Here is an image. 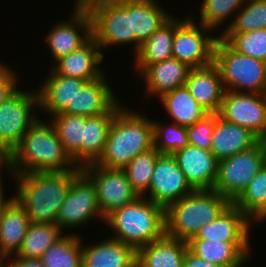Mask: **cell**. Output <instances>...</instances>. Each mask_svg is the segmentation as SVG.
I'll return each instance as SVG.
<instances>
[{
    "label": "cell",
    "instance_id": "d6a6232c",
    "mask_svg": "<svg viewBox=\"0 0 266 267\" xmlns=\"http://www.w3.org/2000/svg\"><path fill=\"white\" fill-rule=\"evenodd\" d=\"M66 233L41 256L45 267H82V237Z\"/></svg>",
    "mask_w": 266,
    "mask_h": 267
},
{
    "label": "cell",
    "instance_id": "83f0119b",
    "mask_svg": "<svg viewBox=\"0 0 266 267\" xmlns=\"http://www.w3.org/2000/svg\"><path fill=\"white\" fill-rule=\"evenodd\" d=\"M30 223L26 211L13 199L0 216V256L7 259L18 253Z\"/></svg>",
    "mask_w": 266,
    "mask_h": 267
},
{
    "label": "cell",
    "instance_id": "8d00e7d4",
    "mask_svg": "<svg viewBox=\"0 0 266 267\" xmlns=\"http://www.w3.org/2000/svg\"><path fill=\"white\" fill-rule=\"evenodd\" d=\"M225 29V30H223ZM222 32H249L266 29V0H246L235 14L228 20V25Z\"/></svg>",
    "mask_w": 266,
    "mask_h": 267
},
{
    "label": "cell",
    "instance_id": "9c48e42d",
    "mask_svg": "<svg viewBox=\"0 0 266 267\" xmlns=\"http://www.w3.org/2000/svg\"><path fill=\"white\" fill-rule=\"evenodd\" d=\"M191 14L189 12L181 19L176 18L172 55L190 68L205 67L213 63L214 46L219 34L213 36L214 30L196 23L194 13Z\"/></svg>",
    "mask_w": 266,
    "mask_h": 267
},
{
    "label": "cell",
    "instance_id": "7c38bea8",
    "mask_svg": "<svg viewBox=\"0 0 266 267\" xmlns=\"http://www.w3.org/2000/svg\"><path fill=\"white\" fill-rule=\"evenodd\" d=\"M81 171L94 184L97 204L104 219L138 197L122 169H107L91 163L81 167Z\"/></svg>",
    "mask_w": 266,
    "mask_h": 267
},
{
    "label": "cell",
    "instance_id": "836d02e7",
    "mask_svg": "<svg viewBox=\"0 0 266 267\" xmlns=\"http://www.w3.org/2000/svg\"><path fill=\"white\" fill-rule=\"evenodd\" d=\"M64 234L57 224L30 223L16 256L40 259L44 252Z\"/></svg>",
    "mask_w": 266,
    "mask_h": 267
},
{
    "label": "cell",
    "instance_id": "b9f144b4",
    "mask_svg": "<svg viewBox=\"0 0 266 267\" xmlns=\"http://www.w3.org/2000/svg\"><path fill=\"white\" fill-rule=\"evenodd\" d=\"M19 78L21 79L13 67L0 61V106L18 89Z\"/></svg>",
    "mask_w": 266,
    "mask_h": 267
},
{
    "label": "cell",
    "instance_id": "74e56055",
    "mask_svg": "<svg viewBox=\"0 0 266 267\" xmlns=\"http://www.w3.org/2000/svg\"><path fill=\"white\" fill-rule=\"evenodd\" d=\"M219 36L237 52L266 62V29L220 32Z\"/></svg>",
    "mask_w": 266,
    "mask_h": 267
},
{
    "label": "cell",
    "instance_id": "bcb514c9",
    "mask_svg": "<svg viewBox=\"0 0 266 267\" xmlns=\"http://www.w3.org/2000/svg\"><path fill=\"white\" fill-rule=\"evenodd\" d=\"M249 218L251 225H256V223L259 225V223H264V221H266V199L264 203Z\"/></svg>",
    "mask_w": 266,
    "mask_h": 267
},
{
    "label": "cell",
    "instance_id": "484cf974",
    "mask_svg": "<svg viewBox=\"0 0 266 267\" xmlns=\"http://www.w3.org/2000/svg\"><path fill=\"white\" fill-rule=\"evenodd\" d=\"M188 242L164 234L137 250V267H183Z\"/></svg>",
    "mask_w": 266,
    "mask_h": 267
},
{
    "label": "cell",
    "instance_id": "7402d4cb",
    "mask_svg": "<svg viewBox=\"0 0 266 267\" xmlns=\"http://www.w3.org/2000/svg\"><path fill=\"white\" fill-rule=\"evenodd\" d=\"M185 86L203 109L209 114H218L225 88L219 69L214 63L191 68Z\"/></svg>",
    "mask_w": 266,
    "mask_h": 267
},
{
    "label": "cell",
    "instance_id": "f907efd6",
    "mask_svg": "<svg viewBox=\"0 0 266 267\" xmlns=\"http://www.w3.org/2000/svg\"><path fill=\"white\" fill-rule=\"evenodd\" d=\"M0 267H6V259L0 256Z\"/></svg>",
    "mask_w": 266,
    "mask_h": 267
},
{
    "label": "cell",
    "instance_id": "d6986e66",
    "mask_svg": "<svg viewBox=\"0 0 266 267\" xmlns=\"http://www.w3.org/2000/svg\"><path fill=\"white\" fill-rule=\"evenodd\" d=\"M103 75L100 78L87 81L77 92L72 104L58 114H73L79 116H97L106 114L119 100L110 84L109 79Z\"/></svg>",
    "mask_w": 266,
    "mask_h": 267
},
{
    "label": "cell",
    "instance_id": "5bb4252c",
    "mask_svg": "<svg viewBox=\"0 0 266 267\" xmlns=\"http://www.w3.org/2000/svg\"><path fill=\"white\" fill-rule=\"evenodd\" d=\"M218 115L258 138L266 136V94L225 91Z\"/></svg>",
    "mask_w": 266,
    "mask_h": 267
},
{
    "label": "cell",
    "instance_id": "3957f363",
    "mask_svg": "<svg viewBox=\"0 0 266 267\" xmlns=\"http://www.w3.org/2000/svg\"><path fill=\"white\" fill-rule=\"evenodd\" d=\"M146 115L123 105L112 120L103 153L94 164L123 169L137 155L154 148L153 120Z\"/></svg>",
    "mask_w": 266,
    "mask_h": 267
},
{
    "label": "cell",
    "instance_id": "f546056e",
    "mask_svg": "<svg viewBox=\"0 0 266 267\" xmlns=\"http://www.w3.org/2000/svg\"><path fill=\"white\" fill-rule=\"evenodd\" d=\"M157 99L170 121L184 127L194 125L209 114L199 105L185 85L166 92Z\"/></svg>",
    "mask_w": 266,
    "mask_h": 267
},
{
    "label": "cell",
    "instance_id": "cb8c5ba5",
    "mask_svg": "<svg viewBox=\"0 0 266 267\" xmlns=\"http://www.w3.org/2000/svg\"><path fill=\"white\" fill-rule=\"evenodd\" d=\"M250 243L190 239L188 248L201 259L220 267H243L251 260Z\"/></svg>",
    "mask_w": 266,
    "mask_h": 267
},
{
    "label": "cell",
    "instance_id": "277c9868",
    "mask_svg": "<svg viewBox=\"0 0 266 267\" xmlns=\"http://www.w3.org/2000/svg\"><path fill=\"white\" fill-rule=\"evenodd\" d=\"M105 223L113 233L111 238L138 250L165 234V209L146 197H137L110 213Z\"/></svg>",
    "mask_w": 266,
    "mask_h": 267
},
{
    "label": "cell",
    "instance_id": "d590c367",
    "mask_svg": "<svg viewBox=\"0 0 266 267\" xmlns=\"http://www.w3.org/2000/svg\"><path fill=\"white\" fill-rule=\"evenodd\" d=\"M246 0H202L199 5L200 13L198 14L200 22L206 27L215 30H221L220 27L227 23V20L232 17L244 5ZM234 14V16H233ZM218 28V29H217Z\"/></svg>",
    "mask_w": 266,
    "mask_h": 267
},
{
    "label": "cell",
    "instance_id": "ab89813d",
    "mask_svg": "<svg viewBox=\"0 0 266 267\" xmlns=\"http://www.w3.org/2000/svg\"><path fill=\"white\" fill-rule=\"evenodd\" d=\"M265 199L266 167L262 166L233 204L250 217L264 203Z\"/></svg>",
    "mask_w": 266,
    "mask_h": 267
},
{
    "label": "cell",
    "instance_id": "e575fe53",
    "mask_svg": "<svg viewBox=\"0 0 266 267\" xmlns=\"http://www.w3.org/2000/svg\"><path fill=\"white\" fill-rule=\"evenodd\" d=\"M160 155L155 148H152L137 155L122 169L138 197L147 195L154 165Z\"/></svg>",
    "mask_w": 266,
    "mask_h": 267
},
{
    "label": "cell",
    "instance_id": "d4e9b609",
    "mask_svg": "<svg viewBox=\"0 0 266 267\" xmlns=\"http://www.w3.org/2000/svg\"><path fill=\"white\" fill-rule=\"evenodd\" d=\"M258 140L250 130L228 122L216 114L211 152L218 161L253 148L258 144Z\"/></svg>",
    "mask_w": 266,
    "mask_h": 267
},
{
    "label": "cell",
    "instance_id": "f6af8a7d",
    "mask_svg": "<svg viewBox=\"0 0 266 267\" xmlns=\"http://www.w3.org/2000/svg\"><path fill=\"white\" fill-rule=\"evenodd\" d=\"M2 170H6L4 175L8 173L7 175H9L10 178V154L2 146H0V180L3 179L2 174L4 171Z\"/></svg>",
    "mask_w": 266,
    "mask_h": 267
},
{
    "label": "cell",
    "instance_id": "f1b7e54d",
    "mask_svg": "<svg viewBox=\"0 0 266 267\" xmlns=\"http://www.w3.org/2000/svg\"><path fill=\"white\" fill-rule=\"evenodd\" d=\"M176 30V16H172L157 31H155L133 55L134 68L137 75L145 66L164 61L173 57L172 43Z\"/></svg>",
    "mask_w": 266,
    "mask_h": 267
},
{
    "label": "cell",
    "instance_id": "4fadbf2b",
    "mask_svg": "<svg viewBox=\"0 0 266 267\" xmlns=\"http://www.w3.org/2000/svg\"><path fill=\"white\" fill-rule=\"evenodd\" d=\"M72 9L69 18L56 22L43 39L53 62L79 49L92 37V19L87 8Z\"/></svg>",
    "mask_w": 266,
    "mask_h": 267
},
{
    "label": "cell",
    "instance_id": "8fae6325",
    "mask_svg": "<svg viewBox=\"0 0 266 267\" xmlns=\"http://www.w3.org/2000/svg\"><path fill=\"white\" fill-rule=\"evenodd\" d=\"M98 218L101 222H105L97 204L94 184L81 171L71 183L66 198L60 207L56 224L63 232L68 228L75 230L87 224L88 227L91 220Z\"/></svg>",
    "mask_w": 266,
    "mask_h": 267
},
{
    "label": "cell",
    "instance_id": "6da1fadb",
    "mask_svg": "<svg viewBox=\"0 0 266 267\" xmlns=\"http://www.w3.org/2000/svg\"><path fill=\"white\" fill-rule=\"evenodd\" d=\"M81 167L62 172H32L11 175L14 199L26 211L31 223L56 224L61 205Z\"/></svg>",
    "mask_w": 266,
    "mask_h": 267
},
{
    "label": "cell",
    "instance_id": "30bf717a",
    "mask_svg": "<svg viewBox=\"0 0 266 267\" xmlns=\"http://www.w3.org/2000/svg\"><path fill=\"white\" fill-rule=\"evenodd\" d=\"M264 166L259 143L253 148L219 160L214 190L233 203Z\"/></svg>",
    "mask_w": 266,
    "mask_h": 267
},
{
    "label": "cell",
    "instance_id": "7bdbcfd3",
    "mask_svg": "<svg viewBox=\"0 0 266 267\" xmlns=\"http://www.w3.org/2000/svg\"><path fill=\"white\" fill-rule=\"evenodd\" d=\"M6 267H45V266L40 259H26L13 255L6 259Z\"/></svg>",
    "mask_w": 266,
    "mask_h": 267
},
{
    "label": "cell",
    "instance_id": "60d3db41",
    "mask_svg": "<svg viewBox=\"0 0 266 267\" xmlns=\"http://www.w3.org/2000/svg\"><path fill=\"white\" fill-rule=\"evenodd\" d=\"M216 123V114H207L194 125L186 127L189 145L211 151L212 135Z\"/></svg>",
    "mask_w": 266,
    "mask_h": 267
},
{
    "label": "cell",
    "instance_id": "44dd1931",
    "mask_svg": "<svg viewBox=\"0 0 266 267\" xmlns=\"http://www.w3.org/2000/svg\"><path fill=\"white\" fill-rule=\"evenodd\" d=\"M252 227L250 218L231 203L215 220L202 226L191 239L250 242Z\"/></svg>",
    "mask_w": 266,
    "mask_h": 267
},
{
    "label": "cell",
    "instance_id": "ee69618b",
    "mask_svg": "<svg viewBox=\"0 0 266 267\" xmlns=\"http://www.w3.org/2000/svg\"><path fill=\"white\" fill-rule=\"evenodd\" d=\"M183 267H220L195 255L189 248L186 251Z\"/></svg>",
    "mask_w": 266,
    "mask_h": 267
},
{
    "label": "cell",
    "instance_id": "ba28073f",
    "mask_svg": "<svg viewBox=\"0 0 266 267\" xmlns=\"http://www.w3.org/2000/svg\"><path fill=\"white\" fill-rule=\"evenodd\" d=\"M28 89L18 88L0 106V146L9 154L40 118L37 90Z\"/></svg>",
    "mask_w": 266,
    "mask_h": 267
},
{
    "label": "cell",
    "instance_id": "c3c4849f",
    "mask_svg": "<svg viewBox=\"0 0 266 267\" xmlns=\"http://www.w3.org/2000/svg\"><path fill=\"white\" fill-rule=\"evenodd\" d=\"M101 0H74L72 7H77V8H88L91 4L98 2Z\"/></svg>",
    "mask_w": 266,
    "mask_h": 267
},
{
    "label": "cell",
    "instance_id": "4dcf8cb0",
    "mask_svg": "<svg viewBox=\"0 0 266 267\" xmlns=\"http://www.w3.org/2000/svg\"><path fill=\"white\" fill-rule=\"evenodd\" d=\"M120 101L106 114L85 117L83 166L95 163L102 155L112 120L116 112L123 106Z\"/></svg>",
    "mask_w": 266,
    "mask_h": 267
},
{
    "label": "cell",
    "instance_id": "2e32d148",
    "mask_svg": "<svg viewBox=\"0 0 266 267\" xmlns=\"http://www.w3.org/2000/svg\"><path fill=\"white\" fill-rule=\"evenodd\" d=\"M172 156L194 190L214 188L218 174V159L211 151L188 145Z\"/></svg>",
    "mask_w": 266,
    "mask_h": 267
},
{
    "label": "cell",
    "instance_id": "4316f807",
    "mask_svg": "<svg viewBox=\"0 0 266 267\" xmlns=\"http://www.w3.org/2000/svg\"><path fill=\"white\" fill-rule=\"evenodd\" d=\"M160 3V4H159ZM157 0H131V24L135 34V53L140 46L173 15Z\"/></svg>",
    "mask_w": 266,
    "mask_h": 267
},
{
    "label": "cell",
    "instance_id": "5b68a950",
    "mask_svg": "<svg viewBox=\"0 0 266 267\" xmlns=\"http://www.w3.org/2000/svg\"><path fill=\"white\" fill-rule=\"evenodd\" d=\"M231 202L211 190H194L165 209V234L189 241L199 229L215 220Z\"/></svg>",
    "mask_w": 266,
    "mask_h": 267
},
{
    "label": "cell",
    "instance_id": "603a6c76",
    "mask_svg": "<svg viewBox=\"0 0 266 267\" xmlns=\"http://www.w3.org/2000/svg\"><path fill=\"white\" fill-rule=\"evenodd\" d=\"M94 242L82 244V267H137V250L129 244L109 236Z\"/></svg>",
    "mask_w": 266,
    "mask_h": 267
},
{
    "label": "cell",
    "instance_id": "ac0fdd59",
    "mask_svg": "<svg viewBox=\"0 0 266 267\" xmlns=\"http://www.w3.org/2000/svg\"><path fill=\"white\" fill-rule=\"evenodd\" d=\"M191 68L176 59L168 58L164 61L145 66L136 76L138 82L143 83L146 101L148 98L161 97L164 93L184 86ZM140 78V79H139Z\"/></svg>",
    "mask_w": 266,
    "mask_h": 267
},
{
    "label": "cell",
    "instance_id": "ffe728a7",
    "mask_svg": "<svg viewBox=\"0 0 266 267\" xmlns=\"http://www.w3.org/2000/svg\"><path fill=\"white\" fill-rule=\"evenodd\" d=\"M36 87L39 99V111L47 116L61 113L68 104H72L77 92L87 80L66 77L50 70Z\"/></svg>",
    "mask_w": 266,
    "mask_h": 267
},
{
    "label": "cell",
    "instance_id": "7a4b0ae2",
    "mask_svg": "<svg viewBox=\"0 0 266 267\" xmlns=\"http://www.w3.org/2000/svg\"><path fill=\"white\" fill-rule=\"evenodd\" d=\"M39 118L10 153L11 175L62 172L77 166L63 149L55 128Z\"/></svg>",
    "mask_w": 266,
    "mask_h": 267
},
{
    "label": "cell",
    "instance_id": "1f68e13d",
    "mask_svg": "<svg viewBox=\"0 0 266 267\" xmlns=\"http://www.w3.org/2000/svg\"><path fill=\"white\" fill-rule=\"evenodd\" d=\"M63 149L78 167H83V133L85 116L55 114L49 117Z\"/></svg>",
    "mask_w": 266,
    "mask_h": 267
},
{
    "label": "cell",
    "instance_id": "8992f818",
    "mask_svg": "<svg viewBox=\"0 0 266 267\" xmlns=\"http://www.w3.org/2000/svg\"><path fill=\"white\" fill-rule=\"evenodd\" d=\"M213 63L225 91L266 94V62L237 52L220 36L214 46Z\"/></svg>",
    "mask_w": 266,
    "mask_h": 267
},
{
    "label": "cell",
    "instance_id": "e0dca14e",
    "mask_svg": "<svg viewBox=\"0 0 266 267\" xmlns=\"http://www.w3.org/2000/svg\"><path fill=\"white\" fill-rule=\"evenodd\" d=\"M104 61V55L96 40L91 37L79 49L72 51L56 60L50 69L66 77L79 78L91 81L100 78L105 73L101 68Z\"/></svg>",
    "mask_w": 266,
    "mask_h": 267
},
{
    "label": "cell",
    "instance_id": "7dc6e473",
    "mask_svg": "<svg viewBox=\"0 0 266 267\" xmlns=\"http://www.w3.org/2000/svg\"><path fill=\"white\" fill-rule=\"evenodd\" d=\"M4 180L1 179L0 180V216L2 214V212L4 211V209L10 204V202L14 199V196H11L10 198H5V188H4ZM5 195V196H4Z\"/></svg>",
    "mask_w": 266,
    "mask_h": 267
},
{
    "label": "cell",
    "instance_id": "9a60e30c",
    "mask_svg": "<svg viewBox=\"0 0 266 267\" xmlns=\"http://www.w3.org/2000/svg\"><path fill=\"white\" fill-rule=\"evenodd\" d=\"M194 189L178 167L176 159L170 154H161L154 165L147 199L166 209Z\"/></svg>",
    "mask_w": 266,
    "mask_h": 267
},
{
    "label": "cell",
    "instance_id": "52a82bcc",
    "mask_svg": "<svg viewBox=\"0 0 266 267\" xmlns=\"http://www.w3.org/2000/svg\"><path fill=\"white\" fill-rule=\"evenodd\" d=\"M87 10L92 19V37L101 48L132 45L135 52V34L131 24V0H101ZM130 44V45H129Z\"/></svg>",
    "mask_w": 266,
    "mask_h": 267
},
{
    "label": "cell",
    "instance_id": "f35d334b",
    "mask_svg": "<svg viewBox=\"0 0 266 267\" xmlns=\"http://www.w3.org/2000/svg\"><path fill=\"white\" fill-rule=\"evenodd\" d=\"M153 120L154 148L160 154L172 155L189 145L186 127L173 122Z\"/></svg>",
    "mask_w": 266,
    "mask_h": 267
},
{
    "label": "cell",
    "instance_id": "681fc988",
    "mask_svg": "<svg viewBox=\"0 0 266 267\" xmlns=\"http://www.w3.org/2000/svg\"><path fill=\"white\" fill-rule=\"evenodd\" d=\"M258 143L263 151V161L266 167V136L259 138Z\"/></svg>",
    "mask_w": 266,
    "mask_h": 267
}]
</instances>
